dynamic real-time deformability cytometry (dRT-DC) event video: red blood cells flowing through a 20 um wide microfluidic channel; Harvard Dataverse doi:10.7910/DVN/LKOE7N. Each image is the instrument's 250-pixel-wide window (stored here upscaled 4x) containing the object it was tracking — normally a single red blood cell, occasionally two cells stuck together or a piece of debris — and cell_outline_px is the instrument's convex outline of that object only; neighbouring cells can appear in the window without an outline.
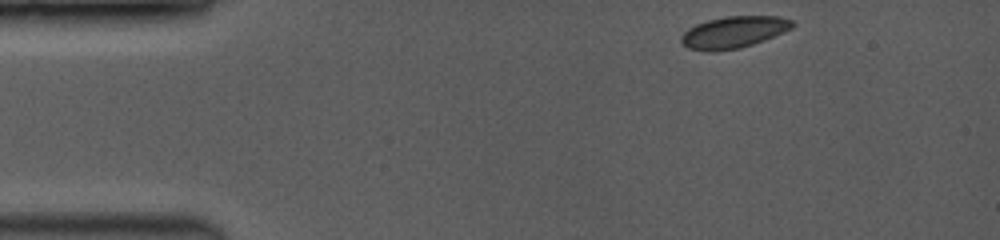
{"species": "common noctule bat (a hibernating species)", "species_latin": "Nyctalus noctula", "temperature_condition": "room temperature", "stored_images_in_passage": 47, "camera_frame_rate_fps": 3500, "um_per_image_px": 0.085, "animal": {"sex": "female", "body_mass_g": 19.0, "forearm_length_mm": 53.3}, "frame": {"image": 1, "passage_image": 1, "time_ms": 0.0, "image_size_px": [1000, 240], "cell_outline_px": [[796, 24], [792, 28], [784, 32], [764, 40], [740, 48], [712, 52], [704, 52], [688, 48], [680, 40], [680, 36], [688, 28], [696, 24], [708, 20], [728, 16], [780, 16], [792, 20]], "centroid_in_image_um": [62.36, 2.74], "position_along_channel_um": 22.6, "area_um2": 20.69}}
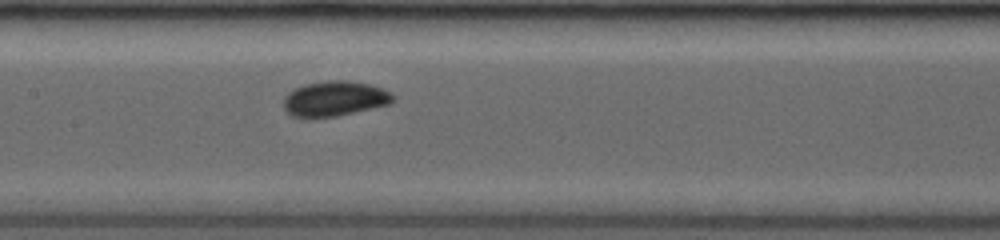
{"frame": {"image": 2, "passage_image": 21, "time_ms": 5.714, "image_size_px": [1000, 240], "cell_outline_px": [[396, 100], [392, 104], [336, 116], [292, 116], [284, 108], [284, 96], [288, 92], [304, 84], [324, 80], [344, 80], [368, 84], [392, 92], [396, 96]], "centroid_in_image_um": [28.5, 8.36], "position_along_channel_um": 178.9, "area_um2": 22.31}}
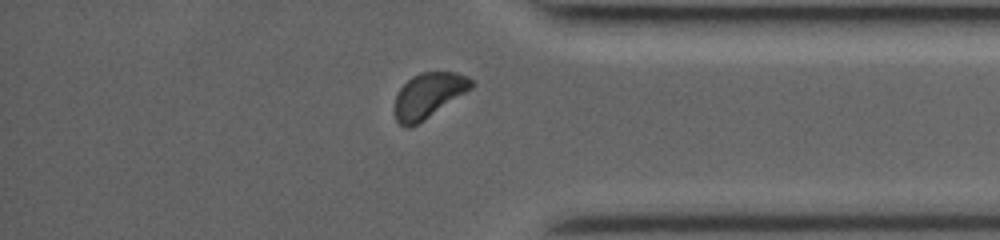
{"frame": {"image": 3, "passage_image": 40, "time_ms": 11.143, "image_size_px": [1000, 240], "cell_outline_px": [[476, 84], [472, 88], [416, 124], [408, 128], [404, 128], [396, 120], [392, 108], [396, 96], [400, 88], [412, 76], [420, 72], [456, 72], [468, 76]], "centroid_in_image_um": [36.39, 8.09], "position_along_channel_um": 398.8, "area_um2": 20.06}, "authors_computed_cell_mechanics": {"area_um2": 20.808, "velocity_mm_per_s": 4.105, "shape_relaxation_time_tau1_ms": 1.4663, "shape_relaxation_time_tau2_ms": null, "deformation_change_tau1": 0.0683, "deformation_change_tau2": null}}